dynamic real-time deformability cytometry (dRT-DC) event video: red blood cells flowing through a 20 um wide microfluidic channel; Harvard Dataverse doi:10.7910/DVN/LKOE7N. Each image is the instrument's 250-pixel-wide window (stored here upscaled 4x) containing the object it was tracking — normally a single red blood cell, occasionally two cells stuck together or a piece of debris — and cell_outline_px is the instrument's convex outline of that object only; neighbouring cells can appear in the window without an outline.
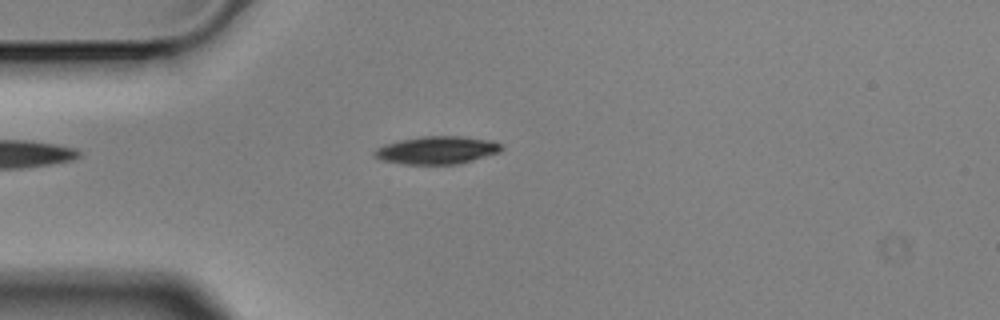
{"species": "Egyptian fruit bat (a non-hibernating species)", "species_latin": "Rousettus aegyptiacus", "temperature_condition": "cold", "stored_images_in_passage": 6, "camera_frame_rate_fps": 3000, "um_per_image_px": 0.085, "animal": {"sex": "male"}, "frame": {"image": 1, "passage_image": 3, "time_ms": 0.667, "image_size_px": [1000, 320], "cell_outline_px": [[504, 148], [500, 152], [460, 164], [404, 164], [380, 160], [372, 156], [372, 152], [376, 148], [384, 144], [400, 140], [424, 136], [460, 136], [488, 140], [500, 144]], "centroid_in_image_um": [37.09, 12.77], "position_along_channel_um": 47.9, "area_um2": 20.63}}
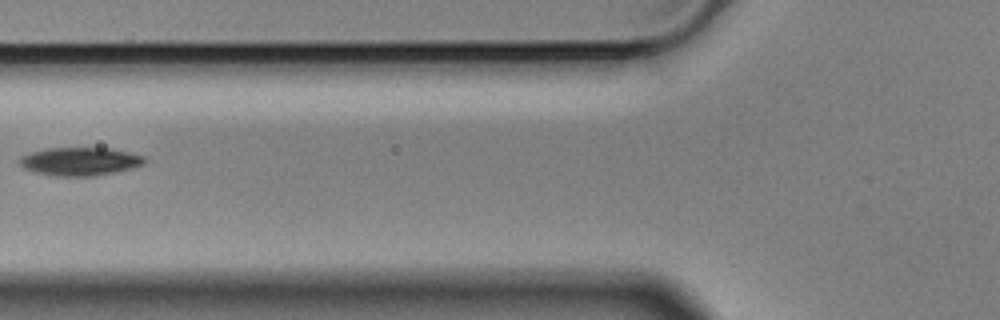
{"frame": {"image": 2, "passage_image": 5, "time_ms": 1.333, "image_size_px": [1000, 320], "cell_outline_px": [[144, 164], [132, 168], [116, 172], [92, 176], [56, 176], [36, 172], [24, 168], [16, 160], [20, 156], [28, 152], [48, 148], [112, 148], [144, 156]], "centroid_in_image_um": [6.75, 13.71], "position_along_channel_um": 119.0, "area_um2": 20.63}}
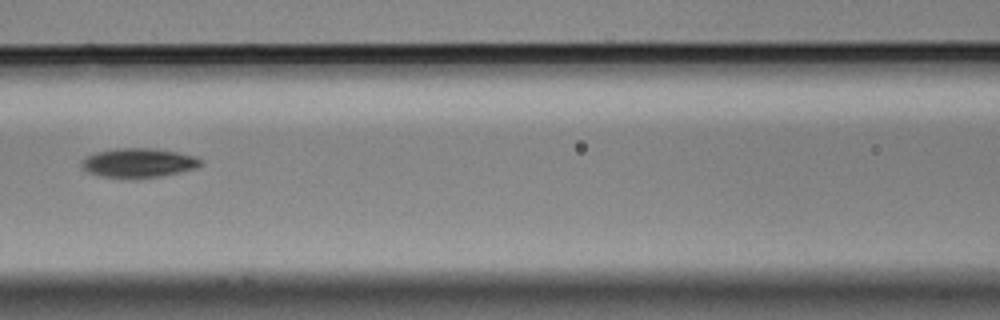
{"frame": {"image": 3, "passage_image": 6, "time_ms": 1.667, "image_size_px": [1000, 320], "cell_outline_px": [[200, 164], [196, 168], [160, 176], [100, 176], [88, 172], [80, 164], [88, 156], [96, 152], [116, 148], [152, 148], [176, 152], [192, 156], [200, 160]], "centroid_in_image_um": [11.75, 13.81], "position_along_channel_um": 154.9, "area_um2": 19.36}}